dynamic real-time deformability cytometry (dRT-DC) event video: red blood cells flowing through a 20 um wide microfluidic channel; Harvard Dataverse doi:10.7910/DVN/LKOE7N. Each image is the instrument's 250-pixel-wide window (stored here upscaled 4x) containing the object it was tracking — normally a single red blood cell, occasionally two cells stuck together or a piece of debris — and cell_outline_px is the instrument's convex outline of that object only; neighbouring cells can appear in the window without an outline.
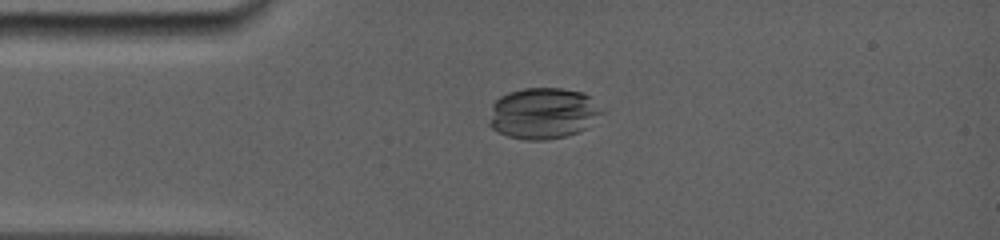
{"species": "common noctule bat (a hibernating species)", "species_latin": "Nyctalus noctula", "temperature_condition": "room temperature", "stored_images_in_passage": 22, "camera_frame_rate_fps": 5000, "um_per_image_px": 0.085, "animal": {"sex": "female", "body_mass_g": 19.0, "forearm_length_mm": 56.7}, "frame": {"image": 1, "passage_image": 7, "time_ms": 3.2, "image_size_px": [1000, 240], "cell_outline_px": [[604, 112], [588, 128], [580, 132], [548, 140], [528, 140], [508, 136], [492, 128], [488, 124], [492, 104], [500, 96], [508, 92], [524, 88], [560, 88], [584, 92]], "centroid_in_image_um": [46.16, 9.63], "position_along_channel_um": 38.8, "area_um2": 33.76}}
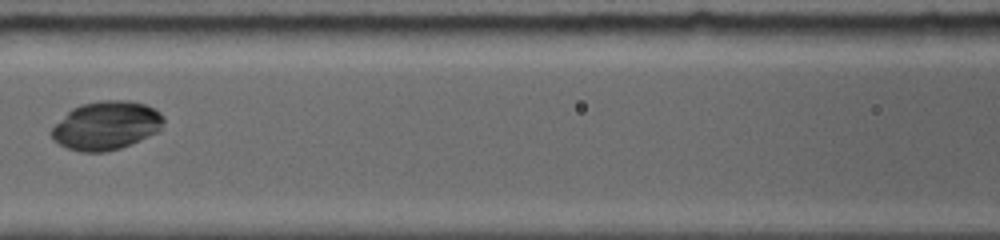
{"frame": {"image": 2, "passage_image": 14, "time_ms": 6.8, "image_size_px": [1000, 240], "cell_outline_px": [[164, 120], [160, 132], [120, 148], [104, 152], [80, 152], [68, 148], [52, 140], [48, 132], [72, 108], [80, 104], [100, 100], [128, 100], [144, 104], [156, 108], [164, 116]], "centroid_in_image_um": [9.05, 10.67], "position_along_channel_um": 157.6, "area_um2": 32.02}}
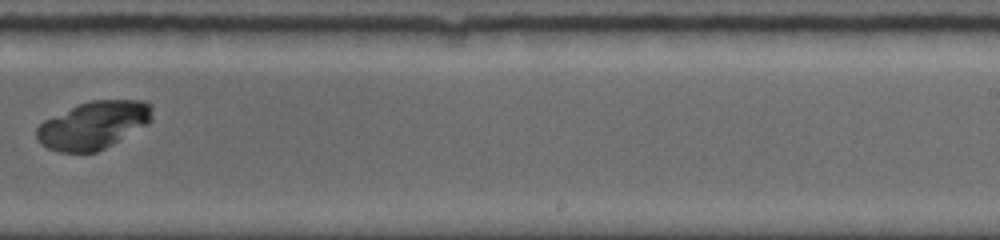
{"frame": {"image": 3, "passage_image": 19, "time_ms": 10.0, "image_size_px": [1000, 240], "cell_outline_px": [[152, 120], [148, 124], [104, 148], [96, 152], [60, 152], [48, 148], [40, 144], [36, 136], [36, 128], [44, 120], [80, 104], [92, 100], [144, 100], [152, 104]], "centroid_in_image_um": [7.96, 10.63], "position_along_channel_um": 281.0, "area_um2": 31.85}}